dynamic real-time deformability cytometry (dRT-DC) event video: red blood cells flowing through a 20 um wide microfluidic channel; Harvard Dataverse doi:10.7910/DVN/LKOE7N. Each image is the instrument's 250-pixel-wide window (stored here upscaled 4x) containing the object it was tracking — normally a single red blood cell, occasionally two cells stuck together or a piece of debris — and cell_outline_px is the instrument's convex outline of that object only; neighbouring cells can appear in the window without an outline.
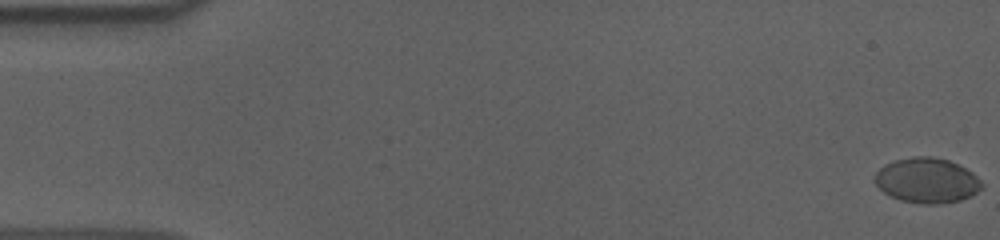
{"species": "human", "species_latin": "Homo sapiens", "temperature_condition": "cold", "stored_images_in_passage": 57, "camera_frame_rate_fps": 3000, "um_per_image_px": 0.085, "donor": {"sex": "male"}, "frame": {"image": 1, "passage_image": 1, "time_ms": 0.0, "image_size_px": [1000, 240], "cell_outline_px": [[984, 184], [972, 196], [960, 200], [940, 204], [924, 204], [900, 200], [884, 192], [876, 184], [876, 172], [884, 164], [896, 160], [912, 156], [932, 156], [948, 160], [972, 172]], "centroid_in_image_um": [78.8, 15.34], "position_along_channel_um": 6.2, "area_um2": 27.92}}
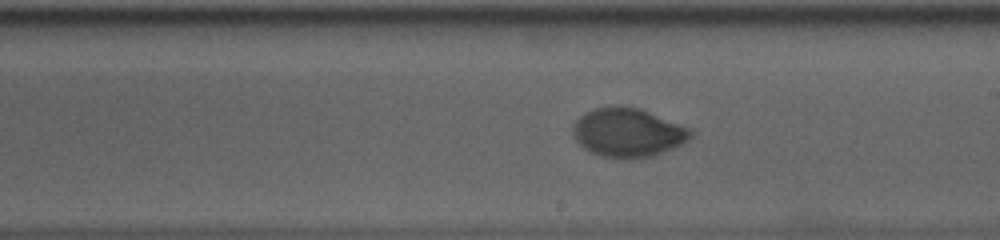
{"frame": {"image": 2, "passage_image": 33, "time_ms": 10.667, "image_size_px": [1000, 240], "cell_outline_px": [[696, 132], [688, 140], [672, 148], [652, 156], [628, 160], [600, 156], [584, 148], [572, 136], [572, 128], [576, 120], [584, 112], [592, 108], [616, 104], [640, 108], [692, 128]], "centroid_in_image_um": [53.37, 11.25], "position_along_channel_um": 235.6, "area_um2": 34.22}}
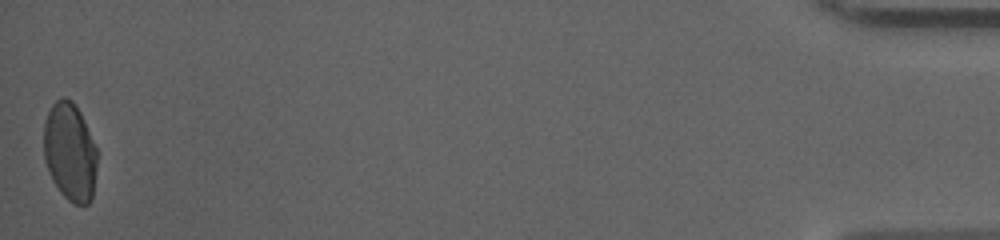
{"frame": {"image": 3, "passage_image": 57, "time_ms": 18.667, "image_size_px": [1000, 240], "cell_outline_px": [[96, 164], [92, 200], [88, 204], [72, 204], [60, 192], [52, 180], [44, 160], [44, 120], [52, 104], [60, 96], [64, 96], [72, 100], [80, 112], [84, 120], [96, 148]], "centroid_in_image_um": [5.92, 12.9], "position_along_channel_um": 429.3, "area_um2": 30.63}, "authors_computed_cell_mechanics": {"area_um2": 31.1542, "velocity_mm_per_s": 3.6274, "shape_relaxation_time_tau1_ms": 4.7839, "shape_relaxation_time_tau2_ms": null, "deformation_change_tau1": 0.1676, "deformation_change_tau2": null}}